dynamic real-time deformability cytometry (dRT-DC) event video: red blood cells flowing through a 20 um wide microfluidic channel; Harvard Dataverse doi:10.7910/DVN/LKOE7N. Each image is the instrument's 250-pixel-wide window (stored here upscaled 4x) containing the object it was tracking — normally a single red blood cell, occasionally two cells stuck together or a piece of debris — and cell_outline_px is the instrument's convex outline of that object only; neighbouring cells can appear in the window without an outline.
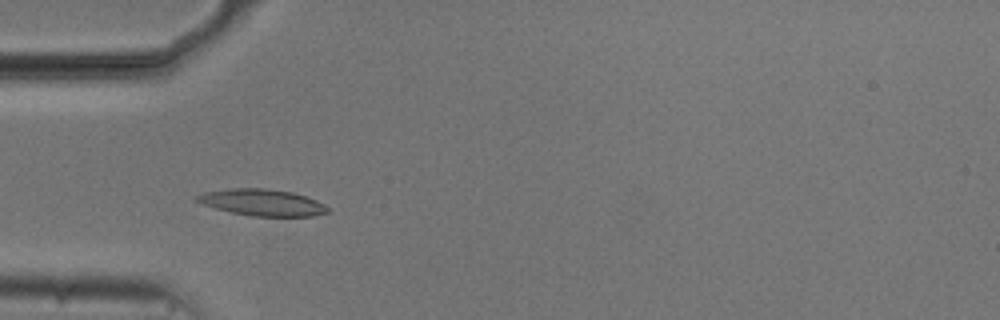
{"species": "common noctule bat (a hibernating species)", "species_latin": "Nyctalus noctula", "temperature_condition": "cold", "stored_images_in_passage": 41, "camera_frame_rate_fps": 3000, "um_per_image_px": 0.085, "animal": {"sex": "male", "body_mass_g": 20.5, "forearm_length_mm": 52.5}, "frame": {"image": 1, "passage_image": 8, "time_ms": 2.333, "image_size_px": [1000, 320], "cell_outline_px": [[328, 212], [312, 216], [252, 216], [232, 212], [216, 208], [204, 204], [196, 200], [196, 196], [204, 192], [228, 188], [264, 188], [292, 192], [316, 200], [324, 204], [328, 208]], "centroid_in_image_um": [22.29, 17.2], "position_along_channel_um": 62.7, "area_um2": 20.0}}
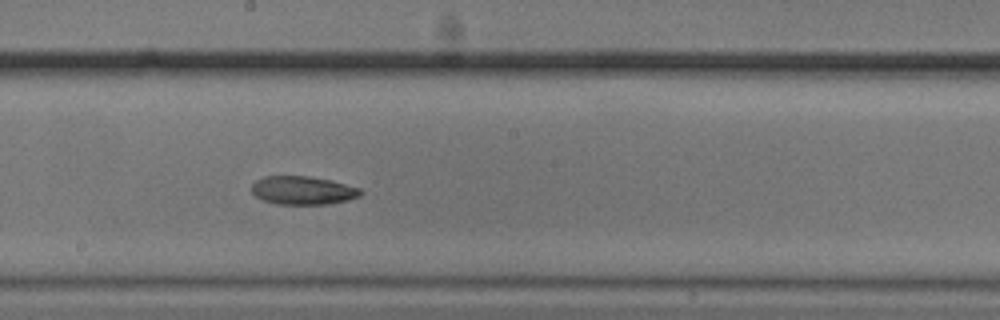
{"frame": {"image": 2, "passage_image": 21, "time_ms": 6.667, "image_size_px": [1000, 320], "cell_outline_px": [[364, 192], [360, 196], [348, 200], [328, 204], [276, 204], [264, 200], [256, 196], [252, 192], [252, 184], [256, 180], [264, 176], [308, 176], [328, 180], [360, 188]], "centroid_in_image_um": [25.74, 16.18], "position_along_channel_um": 222.5, "area_um2": 17.92}}
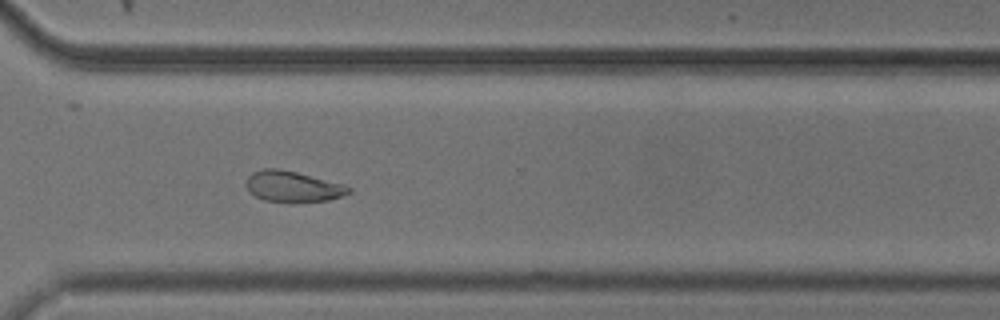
{"frame": {"image": 3, "passage_image": 31, "time_ms": 10.0, "image_size_px": [1000, 320], "cell_outline_px": [[352, 192], [328, 200], [264, 200], [256, 196], [244, 184], [248, 176], [252, 172], [260, 168], [276, 168], [296, 172], [344, 184], [352, 188]], "centroid_in_image_um": [24.87, 15.81], "position_along_channel_um": 345.7, "area_um2": 17.86}, "authors_computed_cell_mechanics": {"area_um2": 18.496, "velocity_mm_per_s": 3.7184, "shape_relaxation_time_tau1_ms": 4.91, "shape_relaxation_time_tau2_ms": null, "deformation_change_tau1": 0.1386, "deformation_change_tau2": null}}